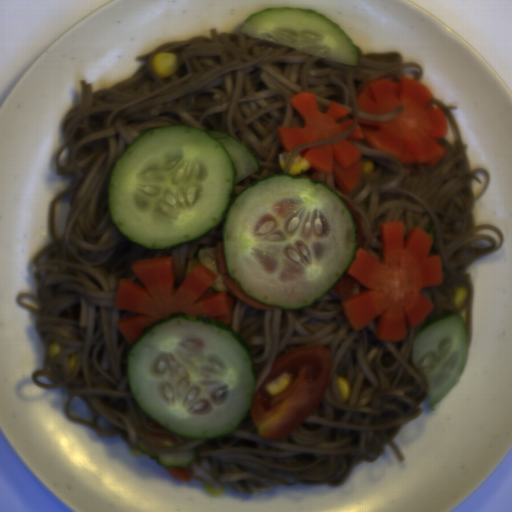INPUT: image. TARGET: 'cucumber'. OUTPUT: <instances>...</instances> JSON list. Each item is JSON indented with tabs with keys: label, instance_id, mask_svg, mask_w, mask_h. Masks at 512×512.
Listing matches in <instances>:
<instances>
[{
	"label": "cucumber",
	"instance_id": "1",
	"mask_svg": "<svg viewBox=\"0 0 512 512\" xmlns=\"http://www.w3.org/2000/svg\"><path fill=\"white\" fill-rule=\"evenodd\" d=\"M254 152L226 132L152 128L115 160L107 207L116 229L147 251L169 252L215 228L227 272L245 296L283 310L313 306L353 262L358 236L343 197L319 181L259 171Z\"/></svg>",
	"mask_w": 512,
	"mask_h": 512
},
{
	"label": "cucumber",
	"instance_id": "2",
	"mask_svg": "<svg viewBox=\"0 0 512 512\" xmlns=\"http://www.w3.org/2000/svg\"><path fill=\"white\" fill-rule=\"evenodd\" d=\"M120 372L135 404L178 437L226 439L249 417L252 351L230 323L171 313L126 342Z\"/></svg>",
	"mask_w": 512,
	"mask_h": 512
},
{
	"label": "cucumber",
	"instance_id": "3",
	"mask_svg": "<svg viewBox=\"0 0 512 512\" xmlns=\"http://www.w3.org/2000/svg\"><path fill=\"white\" fill-rule=\"evenodd\" d=\"M241 32L308 55L359 66L360 52L345 29L311 9L264 8L249 16Z\"/></svg>",
	"mask_w": 512,
	"mask_h": 512
},
{
	"label": "cucumber",
	"instance_id": "4",
	"mask_svg": "<svg viewBox=\"0 0 512 512\" xmlns=\"http://www.w3.org/2000/svg\"><path fill=\"white\" fill-rule=\"evenodd\" d=\"M470 335L462 314H446L425 324L415 335L409 364L426 382L431 408L459 381L466 368Z\"/></svg>",
	"mask_w": 512,
	"mask_h": 512
},
{
	"label": "cucumber",
	"instance_id": "5",
	"mask_svg": "<svg viewBox=\"0 0 512 512\" xmlns=\"http://www.w3.org/2000/svg\"><path fill=\"white\" fill-rule=\"evenodd\" d=\"M139 450L152 457L159 465L164 467L174 466L176 468H184L199 459L198 452L193 450L184 452H159L149 448L142 442H137Z\"/></svg>",
	"mask_w": 512,
	"mask_h": 512
},
{
	"label": "cucumber",
	"instance_id": "6",
	"mask_svg": "<svg viewBox=\"0 0 512 512\" xmlns=\"http://www.w3.org/2000/svg\"><path fill=\"white\" fill-rule=\"evenodd\" d=\"M197 259L199 265H204L209 270L216 274V279L213 285L209 286L212 292H230L231 290L225 284V273H219L217 265V245H200L197 250Z\"/></svg>",
	"mask_w": 512,
	"mask_h": 512
}]
</instances>
